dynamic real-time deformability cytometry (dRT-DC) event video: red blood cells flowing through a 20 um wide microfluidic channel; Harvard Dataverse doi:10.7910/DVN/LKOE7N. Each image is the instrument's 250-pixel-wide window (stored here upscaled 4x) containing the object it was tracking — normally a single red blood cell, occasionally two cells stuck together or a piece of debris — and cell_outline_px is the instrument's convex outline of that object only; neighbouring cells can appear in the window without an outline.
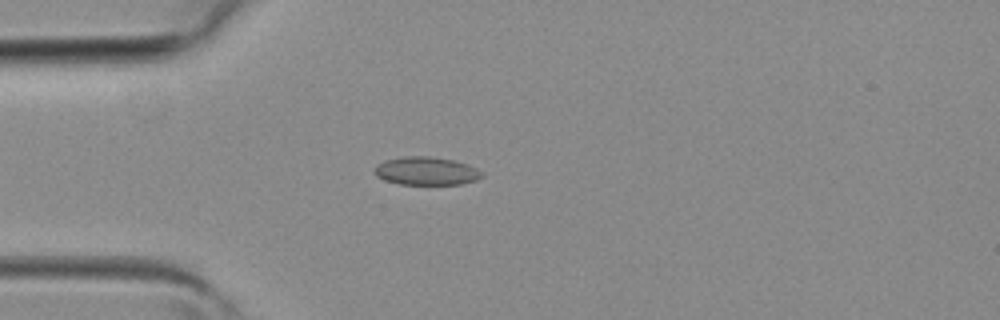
{"species": "common noctule bat (a hibernating species)", "species_latin": "Nyctalus noctula", "temperature_condition": "room temperature", "stored_images_in_passage": 3, "camera_frame_rate_fps": 3000, "um_per_image_px": 0.085, "animal": {"sex": "female", "body_mass_g": 19.3, "forearm_length_mm": 54.1}, "frame": {"image": 1, "passage_image": 3, "time_ms": 0.667, "image_size_px": [1000, 320], "cell_outline_px": [[484, 176], [476, 180], [460, 184], [400, 184], [384, 180], [376, 176], [372, 172], [376, 164], [384, 160], [400, 156], [428, 156], [452, 160], [476, 168], [484, 172]], "centroid_in_image_um": [36.18, 14.53], "position_along_channel_um": 48.8, "area_um2": 17.74}}